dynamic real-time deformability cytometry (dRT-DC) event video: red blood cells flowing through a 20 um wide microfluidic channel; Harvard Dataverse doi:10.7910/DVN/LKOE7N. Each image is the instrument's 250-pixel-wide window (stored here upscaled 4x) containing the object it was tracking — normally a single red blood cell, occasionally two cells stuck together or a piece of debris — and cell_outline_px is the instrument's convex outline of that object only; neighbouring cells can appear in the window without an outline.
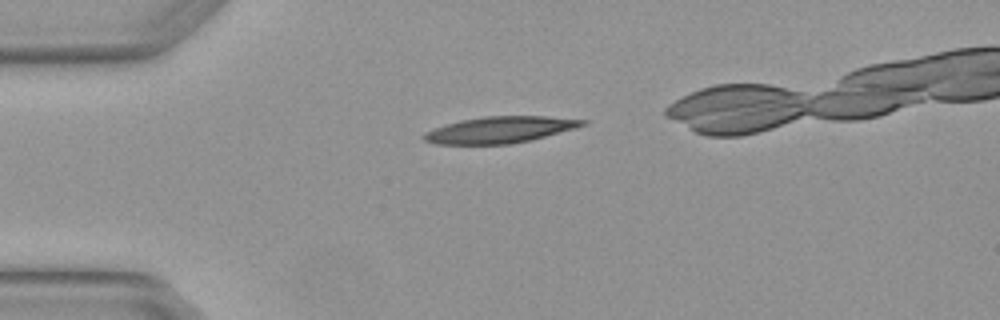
{"species": "Egyptian fruit bat (a non-hibernating species)", "species_latin": "Rousettus aegyptiacus", "temperature_condition": "warm", "stored_images_in_passage": 2, "camera_frame_rate_fps": 3000, "um_per_image_px": 0.085, "animal": {"sex": "female"}, "frame": {"image": 1, "passage_image": 2, "time_ms": 0.333, "image_size_px": [1000, 320], "cell_outline_px": [[588, 124], [576, 128], [532, 140], [508, 144], [436, 144], [424, 140], [420, 136], [424, 132], [460, 120], [484, 116], [548, 116], [588, 120]], "centroid_in_image_um": [42.53, 11.03], "position_along_channel_um": 42.5, "area_um2": 24.51}}